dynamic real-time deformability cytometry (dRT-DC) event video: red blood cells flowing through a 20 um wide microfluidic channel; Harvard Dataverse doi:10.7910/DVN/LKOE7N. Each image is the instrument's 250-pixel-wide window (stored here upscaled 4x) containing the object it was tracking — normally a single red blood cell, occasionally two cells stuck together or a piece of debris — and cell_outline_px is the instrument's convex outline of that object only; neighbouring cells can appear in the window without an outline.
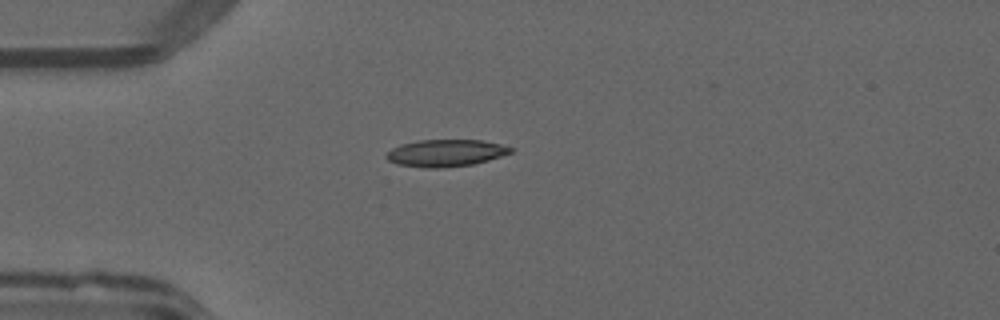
{"species": "common noctule bat (a hibernating species)", "species_latin": "Nyctalus noctula", "temperature_condition": "warm", "stored_images_in_passage": 38, "camera_frame_rate_fps": 3000, "um_per_image_px": 0.085, "animal": {"sex": "male", "forearm_length_mm": 52.5}, "frame": {"image": 1, "passage_image": 1, "time_ms": 0.0, "image_size_px": [1000, 320], "cell_outline_px": [[512, 152], [488, 160], [472, 164], [440, 168], [424, 168], [396, 164], [388, 160], [384, 156], [392, 148], [400, 144], [420, 140], [480, 140], [500, 144], [512, 148]], "centroid_in_image_um": [37.83, 13.01], "position_along_channel_um": 47.2, "area_um2": 19.48}}
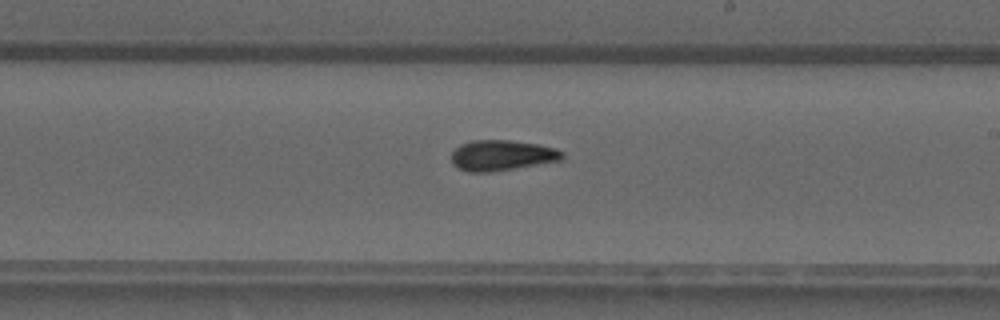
{"frame": {"image": 2, "passage_image": 17, "time_ms": 5.333, "image_size_px": [1000, 320], "cell_outline_px": [[564, 156], [560, 160], [488, 172], [468, 172], [456, 168], [452, 164], [452, 152], [460, 144], [472, 140], [508, 140], [540, 144], [556, 148], [564, 152]], "centroid_in_image_um": [42.63, 13.19], "position_along_channel_um": 246.4, "area_um2": 19.65}}
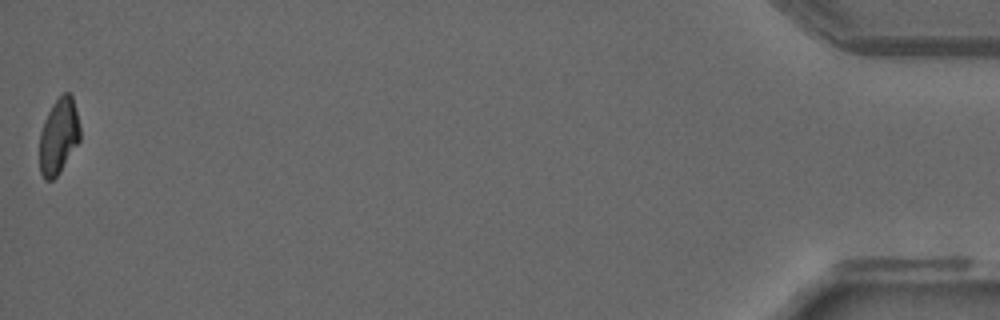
{"frame": {"image": 3, "passage_image": 38, "time_ms": 12.333, "image_size_px": [1000, 320], "cell_outline_px": [[80, 140], [60, 172], [52, 180], [44, 180], [40, 172], [40, 132], [44, 120], [52, 104], [64, 92], [68, 92], [72, 96], [80, 128]], "centroid_in_image_um": [4.98, 11.59], "position_along_channel_um": 430.2, "area_um2": 17.74}, "authors_computed_cell_mechanics": {"area_um2": 19.2474, "velocity_mm_per_s": 4.0475, "shape_relaxation_time_tau1_ms": 5.5183, "shape_relaxation_time_tau2_ms": 2.1194, "deformation_change_tau1": 0.175, "deformation_change_tau2": 0.0854}}